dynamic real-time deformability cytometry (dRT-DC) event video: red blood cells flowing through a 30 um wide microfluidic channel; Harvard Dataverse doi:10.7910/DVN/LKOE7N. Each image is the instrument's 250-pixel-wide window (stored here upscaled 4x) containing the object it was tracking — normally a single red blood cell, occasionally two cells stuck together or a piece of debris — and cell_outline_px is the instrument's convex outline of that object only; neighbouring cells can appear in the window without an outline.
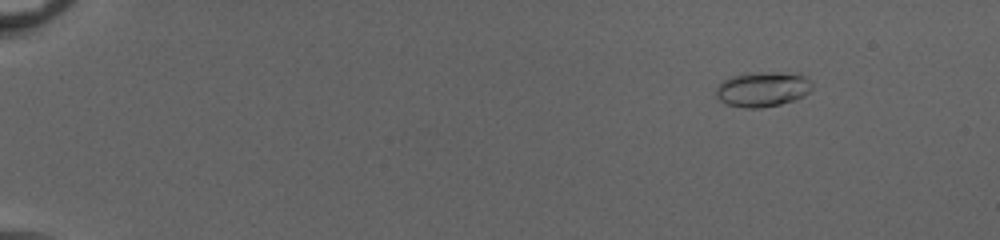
{"species": "common noctule bat (a hibernating species)", "species_latin": "Nyctalus noctula", "temperature_condition": "cold", "stored_images_in_passage": 54, "camera_frame_rate_fps": 3000, "um_per_image_px": 0.085, "animal": {"sex": "female", "body_mass_g": 20.0, "forearm_length_mm": 54.0}, "frame": {"image": 1, "passage_image": 8, "time_ms": 2.333, "image_size_px": [1000, 240], "cell_outline_px": [[812, 88], [804, 96], [780, 104], [760, 108], [744, 108], [728, 104], [720, 100], [716, 96], [716, 88], [724, 80], [732, 76], [756, 72], [800, 72], [812, 80]], "centroid_in_image_um": [64.88, 7.56], "position_along_channel_um": 20.1, "area_um2": 19.77}}
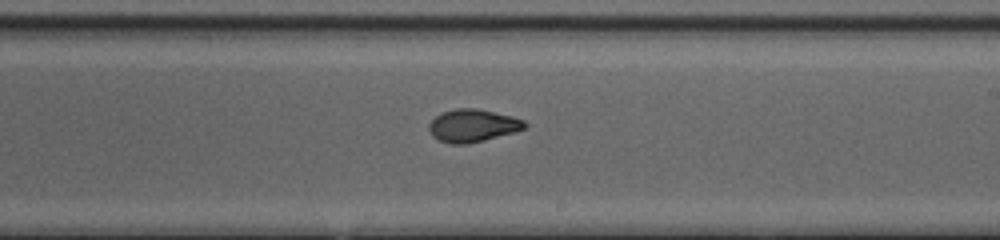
{"frame": {"image": 2, "passage_image": 35, "time_ms": 11.333, "image_size_px": [1000, 240], "cell_outline_px": [[528, 124], [524, 128], [516, 132], [484, 140], [464, 144], [452, 144], [440, 140], [432, 136], [428, 128], [428, 124], [440, 112], [456, 108], [476, 108], [512, 116], [524, 120]], "centroid_in_image_um": [40.17, 10.67], "position_along_channel_um": 248.8, "area_um2": 18.26}}
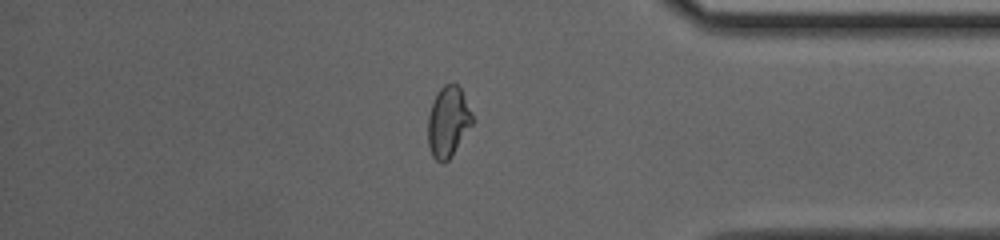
{"frame": {"image": 3, "passage_image": 47, "time_ms": 15.333, "image_size_px": [1000, 240], "cell_outline_px": [[472, 124], [448, 160], [444, 164], [440, 164], [432, 156], [428, 144], [428, 116], [436, 92], [444, 84], [456, 84], [460, 88], [472, 116]], "centroid_in_image_um": [38.05, 10.37], "position_along_channel_um": 397.2, "area_um2": 17.92}, "authors_computed_cell_mechanics": {"area_um2": 18.3226, "velocity_mm_per_s": 4.1019, "shape_relaxation_time_tau1_ms": 10.4329, "shape_relaxation_time_tau2_ms": 1.3223, "deformation_change_tau1": 0.2859, "deformation_change_tau2": 0.0633}}